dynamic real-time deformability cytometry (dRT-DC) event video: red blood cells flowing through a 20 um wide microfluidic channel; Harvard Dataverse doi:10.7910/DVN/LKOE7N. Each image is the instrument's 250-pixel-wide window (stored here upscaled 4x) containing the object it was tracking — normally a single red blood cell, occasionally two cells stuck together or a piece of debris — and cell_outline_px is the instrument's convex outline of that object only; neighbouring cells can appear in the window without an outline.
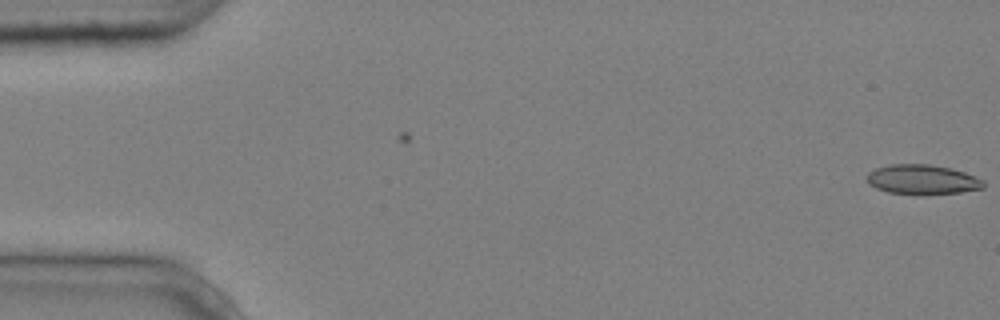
{"species": "common noctule bat (a hibernating species)", "species_latin": "Nyctalus noctula", "temperature_condition": "cold", "stored_images_in_passage": 2, "camera_frame_rate_fps": 3000, "um_per_image_px": 0.085, "animal": {"sex": "male", "body_mass_g": 20.4}, "frame": {"image": 1, "passage_image": 2, "time_ms": 0.333, "image_size_px": [1000, 320], "cell_outline_px": [[984, 188], [960, 192], [888, 192], [876, 188], [868, 184], [868, 172], [876, 168], [888, 164], [928, 164], [952, 168], [964, 172], [984, 180]], "centroid_in_image_um": [78.4, 15.21], "position_along_channel_um": 6.6, "area_um2": 19.48}}